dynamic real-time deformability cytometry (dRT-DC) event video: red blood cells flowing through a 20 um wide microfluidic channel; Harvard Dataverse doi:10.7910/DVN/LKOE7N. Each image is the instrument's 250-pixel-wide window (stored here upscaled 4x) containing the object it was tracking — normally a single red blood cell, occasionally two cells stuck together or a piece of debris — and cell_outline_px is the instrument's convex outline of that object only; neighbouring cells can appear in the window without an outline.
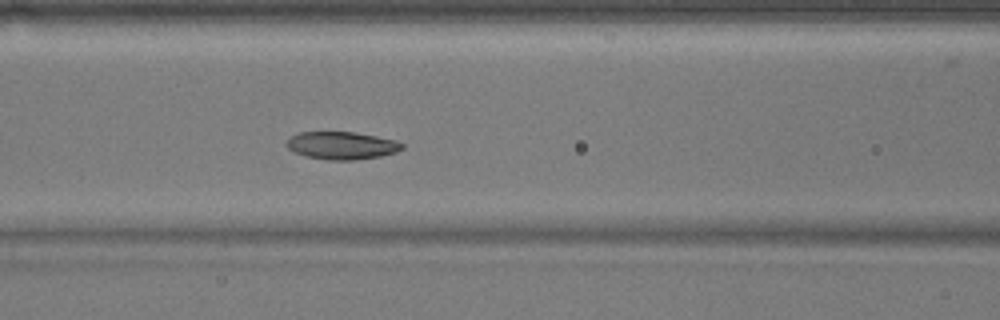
{"species": "common noctule bat (a hibernating species)", "species_latin": "Nyctalus noctula", "temperature_condition": "warm", "stored_images_in_passage": 54, "camera_frame_rate_fps": 3000, "um_per_image_px": 0.085, "animal": {"sex": "male", "body_mass_g": 17.9}, "frame": {"image": 1, "passage_image": 22, "time_ms": 7.0, "image_size_px": [1000, 320], "cell_outline_px": [[404, 148], [396, 152], [380, 156], [352, 160], [328, 160], [304, 156], [288, 148], [284, 144], [292, 136], [300, 132], [356, 132], [396, 140], [404, 144]], "centroid_in_image_um": [29.06, 12.37], "position_along_channel_um": 137.5, "area_um2": 18.61}}
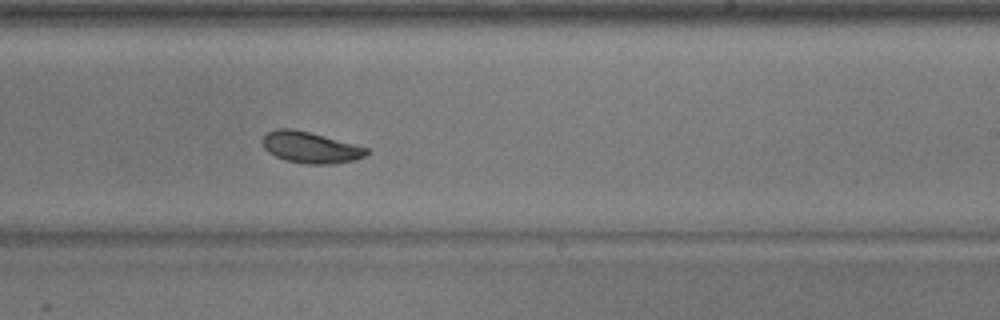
{"frame": {"image": 2, "passage_image": 32, "time_ms": 10.333, "image_size_px": [1000, 320], "cell_outline_px": [[368, 152], [364, 156], [356, 160], [332, 164], [304, 164], [284, 160], [268, 152], [264, 148], [264, 136], [268, 132], [276, 128], [292, 128], [308, 132], [368, 148]], "centroid_in_image_um": [26.37, 12.54], "position_along_channel_um": 262.6, "area_um2": 18.73}}
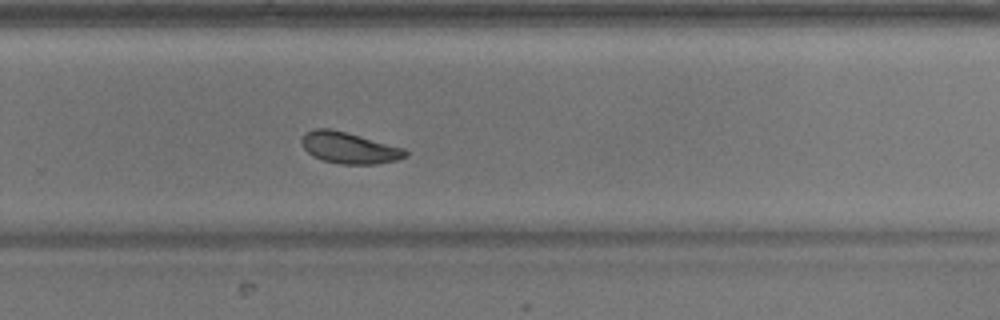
{"frame": {"image": 3, "passage_image": 35, "time_ms": 11.333, "image_size_px": [1000, 320], "cell_outline_px": [[408, 156], [396, 160], [376, 164], [340, 164], [324, 160], [312, 156], [304, 148], [300, 140], [304, 132], [316, 128], [328, 128], [360, 136], [404, 148], [408, 152]], "centroid_in_image_um": [29.66, 12.57], "position_along_channel_um": 300.1, "area_um2": 18.84}, "authors_computed_cell_mechanics": {"area_um2": 19.7387, "velocity_mm_per_s": 3.7677, "shape_relaxation_time_tau1_ms": 4.5655, "shape_relaxation_time_tau2_ms": null, "deformation_change_tau1": 0.1688, "deformation_change_tau2": null}}